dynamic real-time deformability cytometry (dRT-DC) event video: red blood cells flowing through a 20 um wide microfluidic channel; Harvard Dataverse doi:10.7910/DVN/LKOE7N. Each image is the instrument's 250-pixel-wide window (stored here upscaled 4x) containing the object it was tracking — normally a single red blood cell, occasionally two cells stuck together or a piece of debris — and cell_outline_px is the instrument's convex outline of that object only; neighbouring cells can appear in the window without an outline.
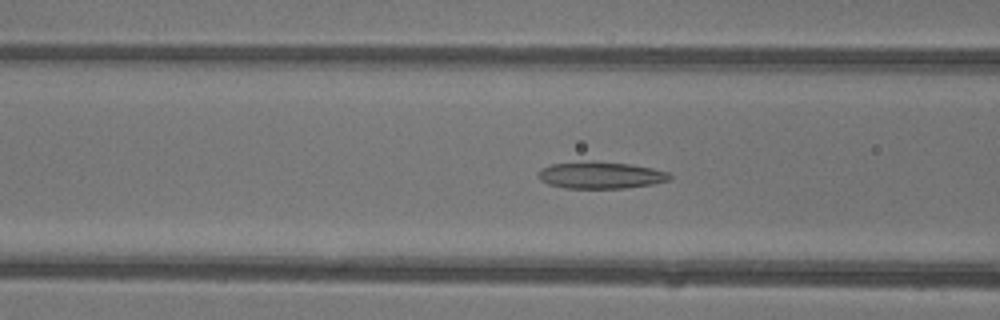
{"species": "common noctule bat (a hibernating species)", "species_latin": "Nyctalus noctula", "temperature_condition": "warm", "stored_images_in_passage": 37, "camera_frame_rate_fps": 3000, "um_per_image_px": 0.085, "animal": {"sex": "female"}, "frame": {"image": 1, "passage_image": 19, "time_ms": 6.0, "image_size_px": [1000, 320], "cell_outline_px": [[672, 180], [652, 184], [624, 188], [564, 188], [548, 184], [540, 180], [536, 172], [540, 168], [552, 164], [592, 160], [632, 164], [652, 168], [668, 172], [672, 176]], "centroid_in_image_um": [51.04, 14.88], "position_along_channel_um": 115.6, "area_um2": 20.92}}
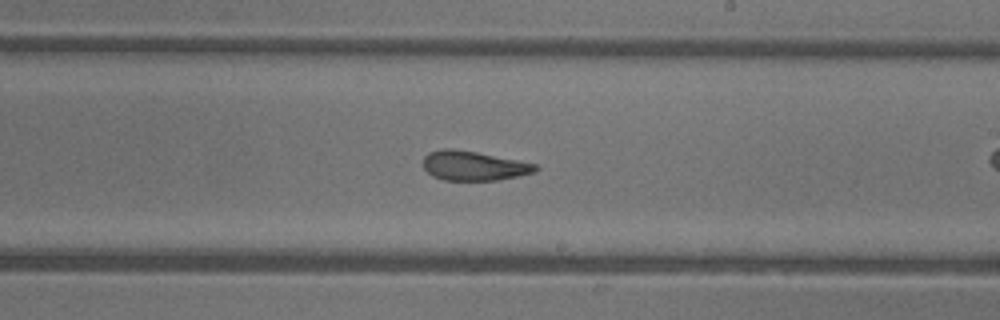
{"frame": {"image": 2, "passage_image": 28, "time_ms": 9.0, "image_size_px": [1000, 320], "cell_outline_px": [[540, 168], [536, 172], [520, 176], [500, 180], [444, 180], [432, 176], [424, 168], [424, 156], [428, 152], [440, 148], [452, 148], [476, 152], [536, 164]], "centroid_in_image_um": [40.27, 14.09], "position_along_channel_um": 248.7, "area_um2": 19.36}}
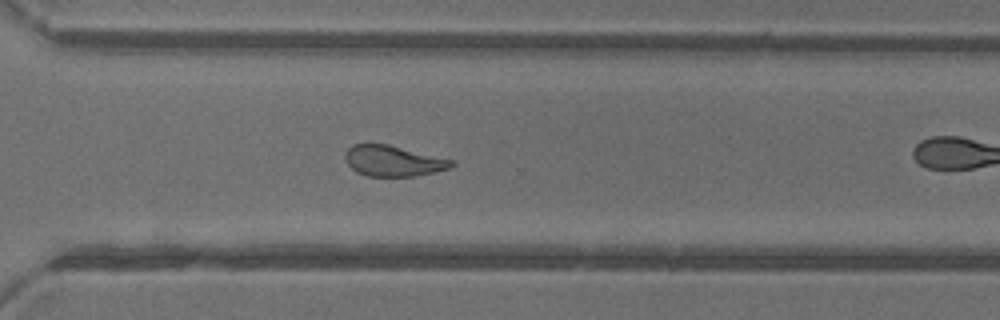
{"frame": {"image": 3, "passage_image": 34, "time_ms": 11.0, "image_size_px": [1000, 320], "cell_outline_px": [[456, 164], [452, 168], [416, 176], [368, 176], [356, 172], [344, 160], [344, 152], [352, 144], [388, 144], [452, 160]], "centroid_in_image_um": [33.4, 13.68], "position_along_channel_um": 337.2, "area_um2": 19.07}}